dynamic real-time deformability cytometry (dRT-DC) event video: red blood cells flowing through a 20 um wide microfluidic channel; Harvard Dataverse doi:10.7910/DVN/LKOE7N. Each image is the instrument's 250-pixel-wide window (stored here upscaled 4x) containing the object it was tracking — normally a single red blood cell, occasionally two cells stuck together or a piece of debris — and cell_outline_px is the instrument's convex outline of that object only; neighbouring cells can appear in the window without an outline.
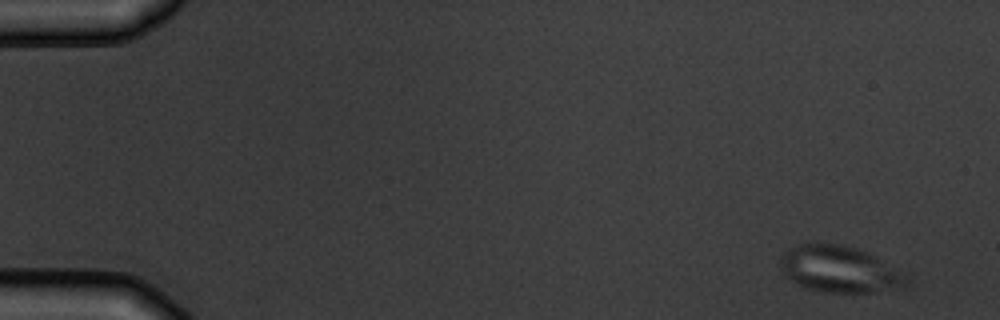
{"species": "common noctule bat (a hibernating species)", "species_latin": "Nyctalus noctula", "temperature_condition": "warm", "stored_images_in_passage": 6, "camera_frame_rate_fps": 3000, "um_per_image_px": 0.085, "animal": {"sex": "male", "body_mass_g": 19.5, "forearm_length_mm": 54.6}, "frame": {"image": 1, "passage_image": 2, "time_ms": 1.0, "image_size_px": [1000, 320], "cell_outline_px": [[908, 284], [872, 292], [820, 292], [808, 288], [784, 276], [780, 264], [780, 256], [784, 252], [800, 244], [840, 244], [864, 252], [872, 256], [908, 280]], "centroid_in_image_um": [71.2, 22.89], "position_along_channel_um": 13.8, "area_um2": 32.54}}